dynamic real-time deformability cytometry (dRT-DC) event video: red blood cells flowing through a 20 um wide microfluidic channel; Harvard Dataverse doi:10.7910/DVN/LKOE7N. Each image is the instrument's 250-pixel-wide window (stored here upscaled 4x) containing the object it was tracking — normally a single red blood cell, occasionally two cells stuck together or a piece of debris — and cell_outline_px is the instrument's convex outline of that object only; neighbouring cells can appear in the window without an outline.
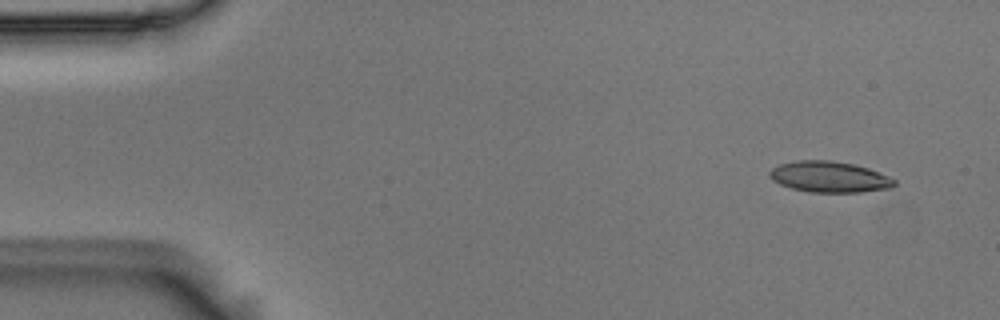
{"species": "Egyptian fruit bat (a non-hibernating species)", "species_latin": "Rousettus aegyptiacus", "temperature_condition": "room temperature", "stored_images_in_passage": 52, "camera_frame_rate_fps": 3000, "um_per_image_px": 0.085, "animal": {"sex": "male"}, "frame": {"image": 1, "passage_image": 1, "time_ms": 0.0, "image_size_px": [1000, 320], "cell_outline_px": [[896, 184], [892, 188], [860, 192], [808, 192], [792, 188], [780, 184], [772, 180], [768, 176], [768, 172], [772, 168], [780, 164], [796, 160], [832, 160], [852, 164], [868, 168], [888, 176], [896, 180]], "centroid_in_image_um": [70.48, 15.03], "position_along_channel_um": 14.5, "area_um2": 22.6}}
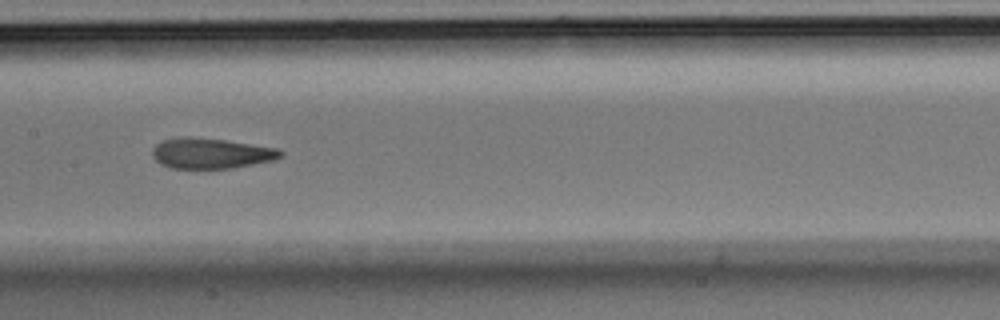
{"frame": {"image": 2, "passage_image": 24, "time_ms": 7.667, "image_size_px": [1000, 320], "cell_outline_px": [[284, 156], [272, 160], [232, 168], [172, 168], [160, 164], [152, 156], [152, 148], [156, 144], [164, 140], [188, 136], [192, 136], [224, 140], [280, 148], [284, 152]], "centroid_in_image_um": [17.95, 13.02], "position_along_channel_um": 189.4, "area_um2": 22.77}}
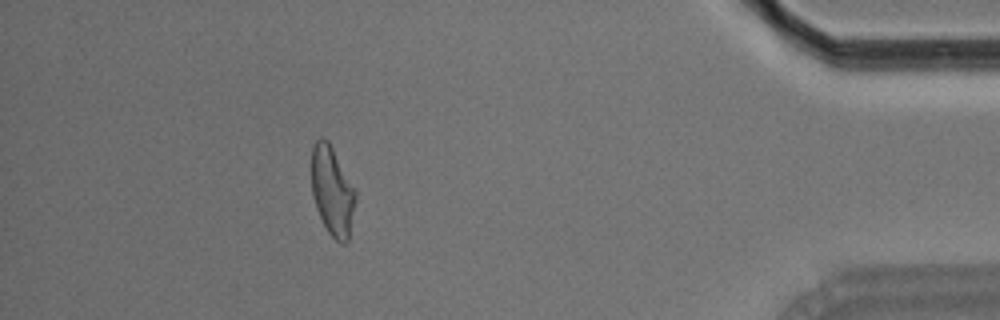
{"frame": {"image": 3, "passage_image": 46, "time_ms": 15.0, "image_size_px": [1000, 320], "cell_outline_px": [[356, 200], [348, 240], [344, 244], [340, 244], [328, 232], [316, 208], [312, 196], [312, 148], [316, 140], [320, 136], [328, 140], [356, 192]], "centroid_in_image_um": [28.24, 16.25], "position_along_channel_um": 407.0, "area_um2": 22.6}, "authors_computed_cell_mechanics": {"area_um2": 22.9177, "velocity_mm_per_s": 3.6598, "shape_relaxation_time_tau1_ms": 9.1094, "shape_relaxation_time_tau2_ms": 2.3697, "deformation_change_tau1": 0.2178, "deformation_change_tau2": 0.1021}}